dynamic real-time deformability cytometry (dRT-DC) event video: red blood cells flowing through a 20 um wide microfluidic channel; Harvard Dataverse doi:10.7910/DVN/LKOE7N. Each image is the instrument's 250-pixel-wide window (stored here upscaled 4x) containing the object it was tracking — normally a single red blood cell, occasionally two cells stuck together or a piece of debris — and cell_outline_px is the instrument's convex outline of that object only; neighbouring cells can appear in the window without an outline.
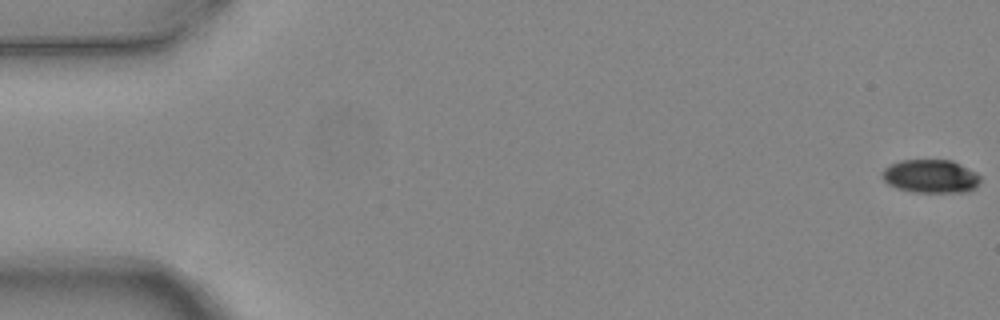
{"species": "common noctule bat (a hibernating species)", "species_latin": "Nyctalus noctula", "temperature_condition": "warm", "stored_images_in_passage": 7, "camera_frame_rate_fps": 3000, "um_per_image_px": 0.085, "animal": {"sex": "female", "body_mass_g": 24.6, "forearm_length_mm": 56.2}, "frame": {"image": 1, "passage_image": 1, "time_ms": 0.0, "image_size_px": [1000, 320], "cell_outline_px": [[980, 180], [968, 192], [912, 192], [896, 188], [888, 184], [880, 176], [880, 172], [884, 168], [900, 160], [952, 160], [976, 172], [980, 176]], "centroid_in_image_um": [79.06, 14.98], "position_along_channel_um": 5.9, "area_um2": 19.13}}
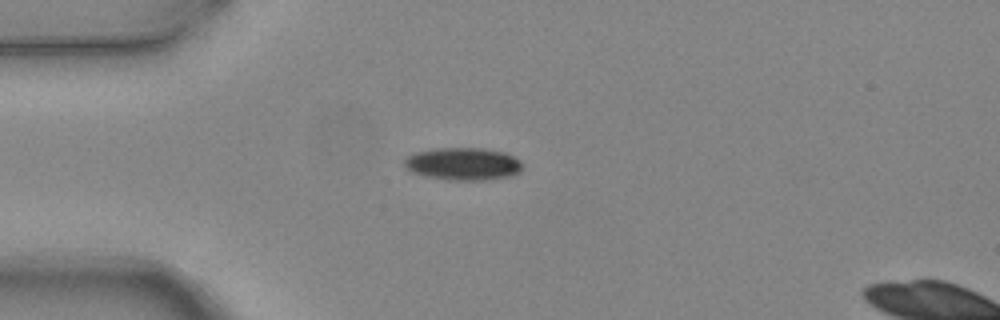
{"frame": {"image": 2, "passage_image": 5, "time_ms": 1.333, "image_size_px": [1000, 320], "cell_outline_px": [[524, 168], [520, 172], [512, 176], [488, 180], [448, 180], [424, 176], [412, 172], [404, 164], [404, 160], [408, 156], [416, 152], [432, 148], [480, 148], [504, 152], [520, 160]], "centroid_in_image_um": [39.39, 13.94], "position_along_channel_um": 45.6, "area_um2": 22.6}}
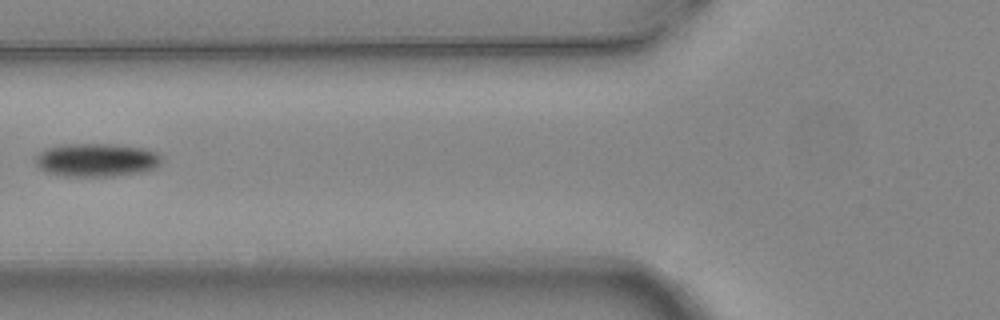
{"frame": {"image": 3, "passage_image": 7, "time_ms": 2.0, "image_size_px": [1000, 320], "cell_outline_px": [[160, 164], [152, 168], [140, 172], [112, 176], [64, 176], [44, 172], [36, 164], [36, 156], [40, 152], [48, 148], [60, 144], [116, 144], [144, 148], [156, 152], [160, 156]], "centroid_in_image_um": [8.17, 13.59], "position_along_channel_um": 117.6, "area_um2": 24.39}}